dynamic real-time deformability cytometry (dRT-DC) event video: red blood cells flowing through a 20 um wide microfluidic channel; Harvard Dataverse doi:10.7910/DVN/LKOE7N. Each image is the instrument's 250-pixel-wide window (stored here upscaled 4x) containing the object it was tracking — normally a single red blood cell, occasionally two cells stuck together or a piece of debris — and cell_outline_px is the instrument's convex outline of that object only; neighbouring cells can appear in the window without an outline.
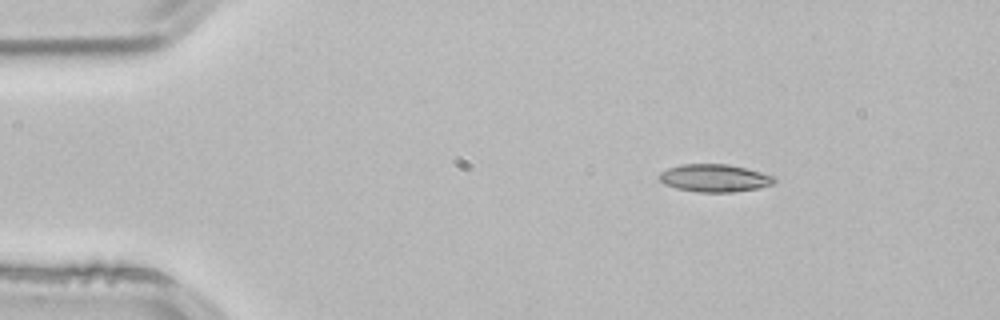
{"species": "common noctule bat (a hibernating species)", "species_latin": "Nyctalus noctula", "temperature_condition": "room temperature", "stored_images_in_passage": 2, "camera_frame_rate_fps": 3000, "um_per_image_px": 0.085, "animal": {"sex": "male", "body_mass_g": 21.5, "forearm_length_mm": 52.0}, "frame": {"image": 1, "passage_image": 1, "time_ms": 0.0, "image_size_px": [1000, 320], "cell_outline_px": [[776, 180], [772, 184], [756, 188], [732, 192], [696, 192], [676, 188], [664, 184], [656, 176], [660, 172], [668, 168], [680, 164], [728, 164], [776, 176]], "centroid_in_image_um": [60.69, 15.13], "position_along_channel_um": 24.3, "area_um2": 18.55}}